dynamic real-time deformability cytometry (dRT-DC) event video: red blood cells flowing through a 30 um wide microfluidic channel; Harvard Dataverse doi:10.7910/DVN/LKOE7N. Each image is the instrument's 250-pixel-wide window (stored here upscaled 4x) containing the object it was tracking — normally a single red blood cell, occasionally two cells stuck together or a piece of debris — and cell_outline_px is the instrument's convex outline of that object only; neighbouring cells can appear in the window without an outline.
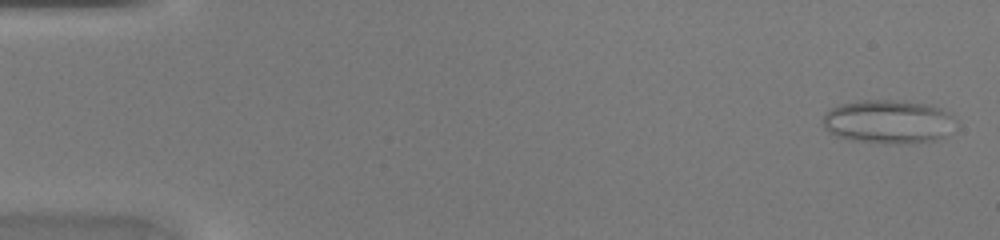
{"species": "common noctule bat (a hibernating species)", "species_latin": "Nyctalus noctula", "temperature_condition": "warm", "stored_images_in_passage": 44, "camera_frame_rate_fps": 3000, "um_per_image_px": 0.085, "animal": {"sex": "female", "body_mass_g": 20.0, "forearm_length_mm": 54.0}, "frame": {"image": 1, "passage_image": 1, "time_ms": 0.0, "image_size_px": [1000, 240], "cell_outline_px": [[956, 120], [948, 136], [936, 140], [852, 140], [836, 136], [828, 132], [824, 128], [824, 116], [832, 108], [840, 104], [860, 100], [904, 100], [928, 104], [940, 108], [948, 112]], "centroid_in_image_um": [75.52, 10.27], "position_along_channel_um": 9.5, "area_um2": 32.71}}
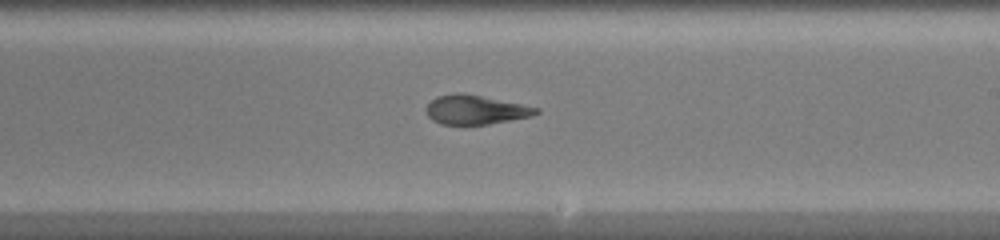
{"frame": {"image": 2, "passage_image": 26, "time_ms": 8.333, "image_size_px": [1000, 240], "cell_outline_px": [[540, 112], [532, 116], [488, 124], [440, 124], [432, 120], [428, 116], [428, 104], [436, 96], [460, 92], [540, 108]], "centroid_in_image_um": [40.42, 9.33], "position_along_channel_um": 248.6, "area_um2": 18.32}}
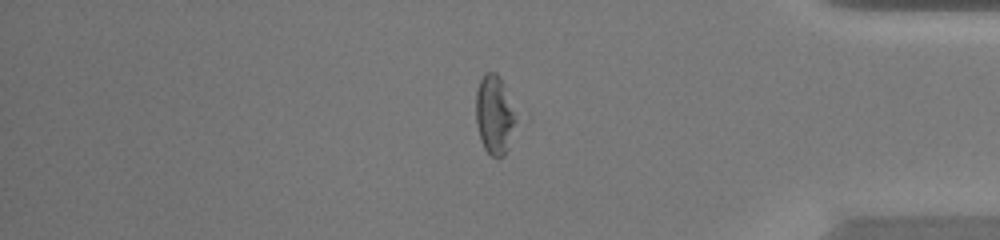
{"frame": {"image": 3, "passage_image": 37, "time_ms": 12.0, "image_size_px": [1000, 240], "cell_outline_px": [[516, 120], [508, 148], [504, 156], [492, 156], [484, 148], [480, 140], [476, 124], [476, 92], [480, 80], [484, 72], [496, 72], [500, 76], [504, 84]], "centroid_in_image_um": [42.0, 9.74], "position_along_channel_um": 393.2, "area_um2": 18.21}}